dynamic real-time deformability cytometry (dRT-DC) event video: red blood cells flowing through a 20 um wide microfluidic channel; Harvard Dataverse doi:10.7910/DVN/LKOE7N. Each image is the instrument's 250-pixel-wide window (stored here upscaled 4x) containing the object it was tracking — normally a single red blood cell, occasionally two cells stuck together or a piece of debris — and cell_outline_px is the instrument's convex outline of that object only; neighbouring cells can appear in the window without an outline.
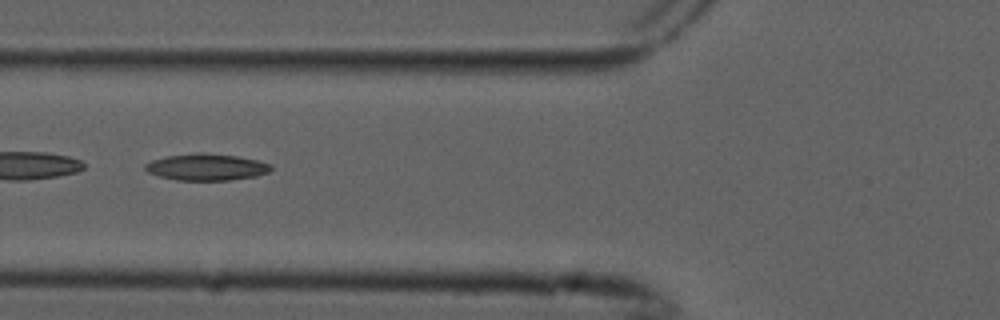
{"species": "common noctule bat (a hibernating species)", "species_latin": "Nyctalus noctula", "temperature_condition": "cold", "stored_images_in_passage": 9, "camera_frame_rate_fps": 3000, "um_per_image_px": 0.085, "animal": {"sex": "male", "forearm_length_mm": 52.5}, "frame": {"image": 1, "passage_image": 6, "time_ms": 1.667, "image_size_px": [1000, 320], "cell_outline_px": [[272, 168], [268, 172], [256, 176], [228, 180], [176, 180], [160, 176], [148, 172], [144, 168], [144, 164], [152, 160], [168, 156], [200, 152], [236, 156], [256, 160], [272, 164]], "centroid_in_image_um": [17.54, 14.2], "position_along_channel_um": 108.3, "area_um2": 19.36}}
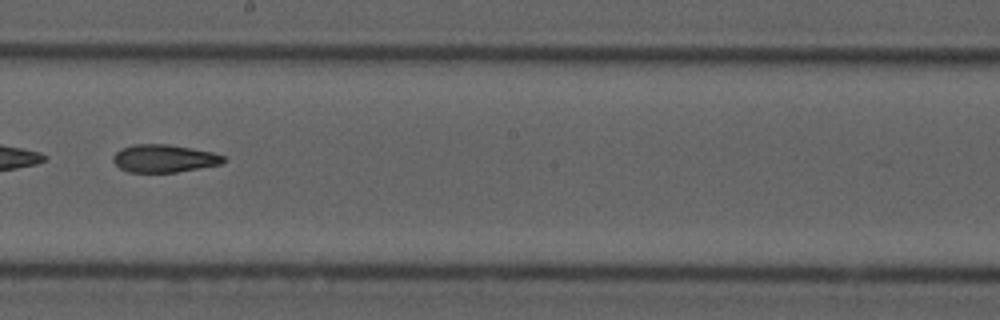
{"frame": {"image": 2, "passage_image": 9, "time_ms": 2.667, "image_size_px": [1000, 320], "cell_outline_px": [[228, 160], [220, 164], [176, 172], [128, 172], [120, 168], [112, 160], [112, 156], [120, 148], [132, 144], [168, 144], [192, 148], [212, 152], [224, 156]], "centroid_in_image_um": [13.93, 13.46], "position_along_channel_um": 234.3, "area_um2": 17.92}}